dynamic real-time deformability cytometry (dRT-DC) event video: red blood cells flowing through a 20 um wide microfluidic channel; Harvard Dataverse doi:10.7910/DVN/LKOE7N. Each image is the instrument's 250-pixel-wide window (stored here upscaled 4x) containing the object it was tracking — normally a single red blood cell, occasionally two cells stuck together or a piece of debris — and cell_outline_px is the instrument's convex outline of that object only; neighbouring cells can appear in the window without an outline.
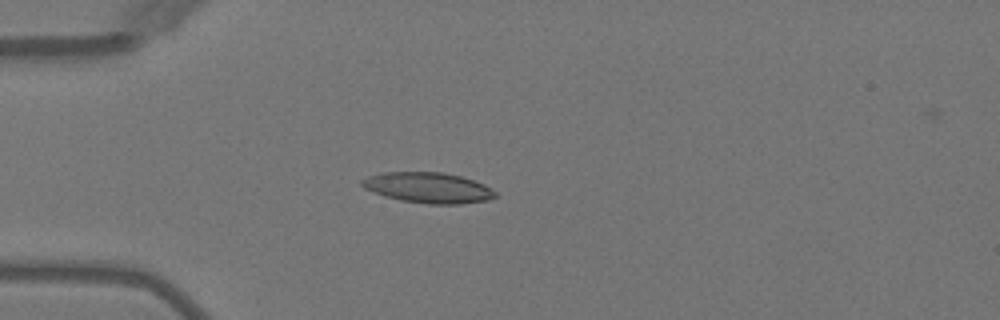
{"species": "Egyptian fruit bat (a non-hibernating species)", "species_latin": "Rousettus aegyptiacus", "temperature_condition": "warm", "stored_images_in_passage": 4, "camera_frame_rate_fps": 3000, "um_per_image_px": 0.085, "animal": {"sex": "female"}, "frame": {"image": 1, "passage_image": 4, "time_ms": 3.667, "image_size_px": [1000, 320], "cell_outline_px": [[496, 196], [488, 200], [460, 204], [428, 204], [400, 200], [384, 196], [364, 188], [360, 184], [360, 180], [368, 176], [380, 172], [444, 172], [460, 176], [484, 184], [496, 192]], "centroid_in_image_um": [36.36, 15.95], "position_along_channel_um": 48.6, "area_um2": 23.81}}